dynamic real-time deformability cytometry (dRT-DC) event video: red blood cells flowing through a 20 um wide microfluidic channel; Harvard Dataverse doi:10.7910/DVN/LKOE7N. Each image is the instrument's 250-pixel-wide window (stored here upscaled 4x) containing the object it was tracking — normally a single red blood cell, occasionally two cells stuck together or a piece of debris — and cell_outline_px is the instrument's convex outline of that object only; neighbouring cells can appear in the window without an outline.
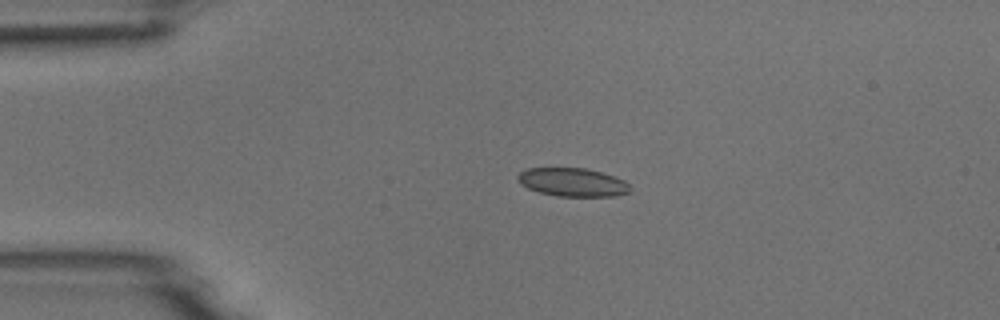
{"species": "common noctule bat (a hibernating species)", "species_latin": "Nyctalus noctula", "temperature_condition": "room temperature", "stored_images_in_passage": 2, "camera_frame_rate_fps": 3000, "um_per_image_px": 0.085, "animal": {"sex": "male", "body_mass_g": 18.8}, "frame": {"image": 1, "passage_image": 1, "time_ms": 0.0, "image_size_px": [1000, 320], "cell_outline_px": [[632, 192], [616, 196], [556, 196], [540, 192], [528, 188], [520, 184], [516, 176], [520, 172], [528, 168], [584, 168], [600, 172], [624, 180], [628, 184]], "centroid_in_image_um": [48.66, 15.49], "position_along_channel_um": 36.3, "area_um2": 18.55}}